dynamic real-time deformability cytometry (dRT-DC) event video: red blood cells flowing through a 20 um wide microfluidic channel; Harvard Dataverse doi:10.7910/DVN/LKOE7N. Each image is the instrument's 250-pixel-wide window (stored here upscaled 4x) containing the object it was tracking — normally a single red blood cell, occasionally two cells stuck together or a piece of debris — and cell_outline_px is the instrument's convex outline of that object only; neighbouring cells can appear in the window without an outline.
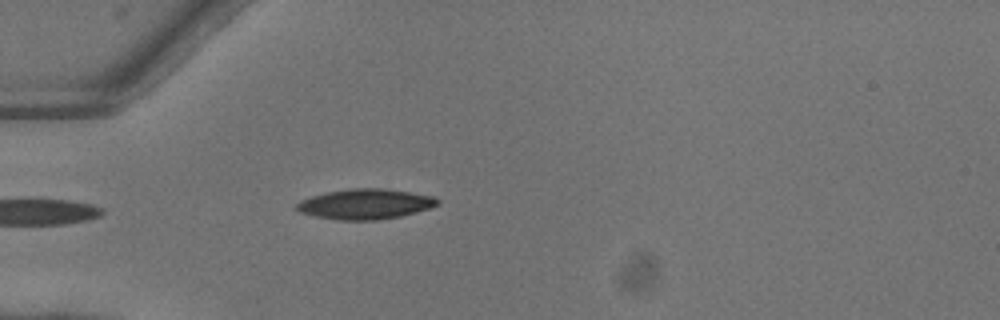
{"species": "common noctule bat (a hibernating species)", "species_latin": "Nyctalus noctula", "temperature_condition": "warm", "stored_images_in_passage": 32, "camera_frame_rate_fps": 3000, "um_per_image_px": 0.085, "animal": {"sex": "female"}, "frame": {"image": 1, "passage_image": 1, "time_ms": 0.0, "image_size_px": [1000, 320], "cell_outline_px": [[440, 204], [416, 212], [400, 216], [380, 220], [340, 220], [316, 216], [300, 212], [296, 208], [296, 204], [300, 200], [312, 196], [328, 192], [352, 188], [384, 188], [432, 196], [440, 200]], "centroid_in_image_um": [31.06, 17.34], "position_along_channel_um": 53.9, "area_um2": 24.62}}
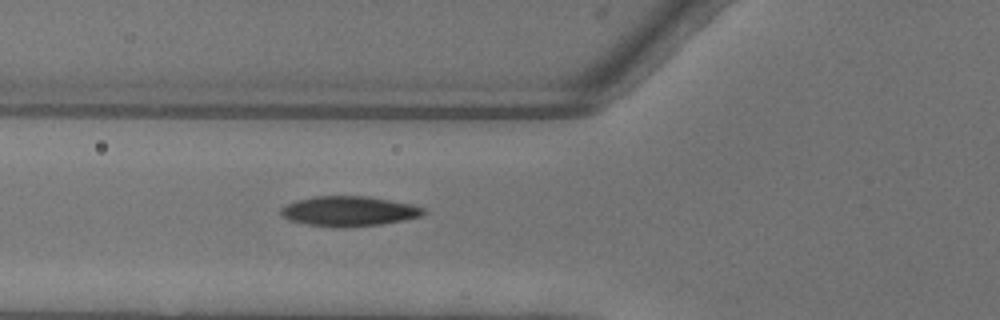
{"frame": {"image": 2, "passage_image": 5, "time_ms": 1.333, "image_size_px": [1000, 320], "cell_outline_px": [[428, 212], [420, 216], [404, 220], [380, 224], [308, 224], [292, 220], [284, 216], [280, 212], [280, 208], [296, 200], [316, 196], [364, 196], [412, 204], [424, 208]], "centroid_in_image_um": [29.71, 17.9], "position_along_channel_um": 96.1, "area_um2": 23.58}}
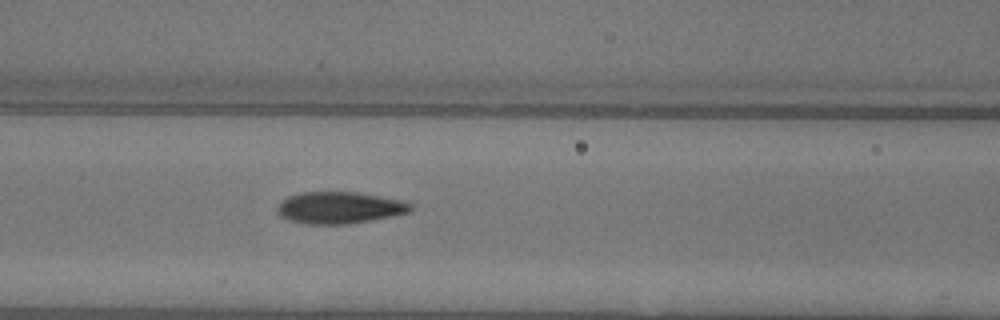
{"frame": {"image": 3, "passage_image": 8, "time_ms": 2.333, "image_size_px": [1000, 320], "cell_outline_px": [[412, 208], [408, 212], [392, 216], [348, 224], [308, 224], [288, 220], [280, 216], [276, 212], [276, 208], [288, 196], [300, 192], [360, 192], [404, 200], [412, 204]], "centroid_in_image_um": [28.86, 17.64], "position_along_channel_um": 137.7, "area_um2": 24.8}, "authors_computed_cell_mechanics": {"area_um2": 24.6228, "velocity_mm_per_s": 4.089, "shape_relaxation_time_tau1_ms": 3.8231, "shape_relaxation_time_tau2_ms": 0.9888, "deformation_change_tau1": 0.1762, "deformation_change_tau2": 0.0667}}